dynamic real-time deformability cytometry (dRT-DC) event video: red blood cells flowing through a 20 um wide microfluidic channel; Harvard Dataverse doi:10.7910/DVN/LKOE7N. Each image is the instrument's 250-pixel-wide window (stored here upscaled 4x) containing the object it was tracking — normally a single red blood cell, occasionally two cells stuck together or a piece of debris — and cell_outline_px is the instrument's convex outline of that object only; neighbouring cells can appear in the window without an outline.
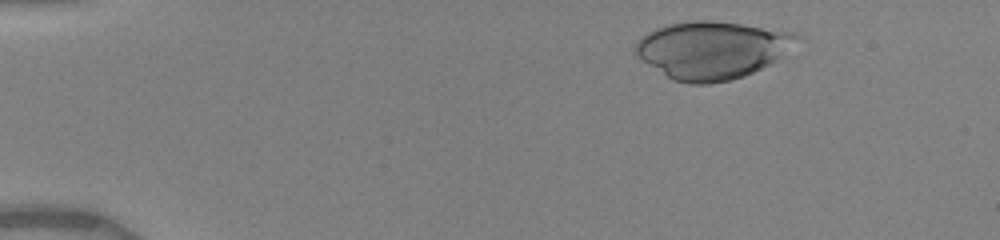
{"species": "human", "species_latin": "Homo sapiens", "temperature_condition": "warm", "stored_images_in_passage": 34, "camera_frame_rate_fps": 3000, "um_per_image_px": 0.085, "donor": {"sex": "female"}, "frame": {"image": 1, "passage_image": 2, "time_ms": 0.333, "image_size_px": [1000, 240], "cell_outline_px": [[804, 36], [776, 60], [744, 76], [732, 80], [708, 84], [688, 84], [672, 80], [636, 56], [636, 40], [640, 36], [656, 28], [668, 24], [692, 20], [712, 20], [796, 32]], "centroid_in_image_um": [60.52, 4.24], "position_along_channel_um": 24.5, "area_um2": 54.22}}